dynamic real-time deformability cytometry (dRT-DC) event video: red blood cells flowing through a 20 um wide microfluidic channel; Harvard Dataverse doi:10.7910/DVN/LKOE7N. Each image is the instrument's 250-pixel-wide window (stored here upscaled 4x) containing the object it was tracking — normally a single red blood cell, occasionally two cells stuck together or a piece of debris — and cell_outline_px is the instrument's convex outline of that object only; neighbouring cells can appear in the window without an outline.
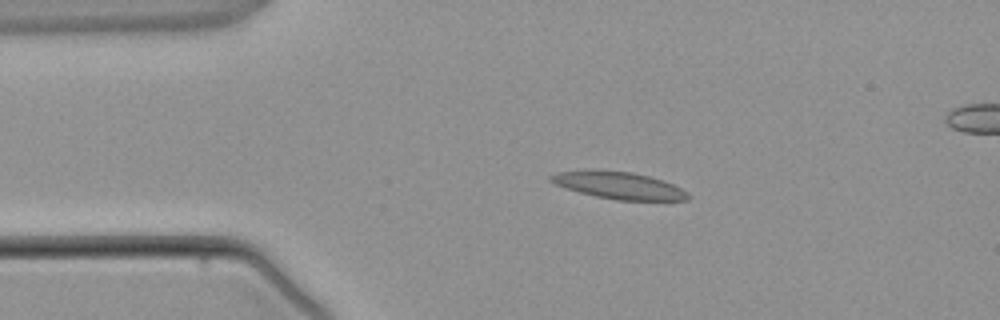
{"species": "common noctule bat (a hibernating species)", "species_latin": "Nyctalus noctula", "temperature_condition": "warm", "stored_images_in_passage": 4, "segment_of_instrument_passage": [1, 2], "camera_frame_rate_fps": 3000, "um_per_image_px": 0.085, "animal": {"sex": "male", "body_mass_g": 21.5, "forearm_length_mm": 52.0}, "frame": {"image": 1, "passage_image": 2, "time_ms": 1.0, "image_size_px": [1000, 320], "cell_outline_px": [[692, 196], [688, 200], [616, 200], [596, 196], [580, 192], [556, 184], [548, 180], [548, 176], [556, 172], [632, 172], [664, 180], [688, 192]], "centroid_in_image_um": [52.69, 15.8], "position_along_channel_um": 32.3, "area_um2": 20.87}}